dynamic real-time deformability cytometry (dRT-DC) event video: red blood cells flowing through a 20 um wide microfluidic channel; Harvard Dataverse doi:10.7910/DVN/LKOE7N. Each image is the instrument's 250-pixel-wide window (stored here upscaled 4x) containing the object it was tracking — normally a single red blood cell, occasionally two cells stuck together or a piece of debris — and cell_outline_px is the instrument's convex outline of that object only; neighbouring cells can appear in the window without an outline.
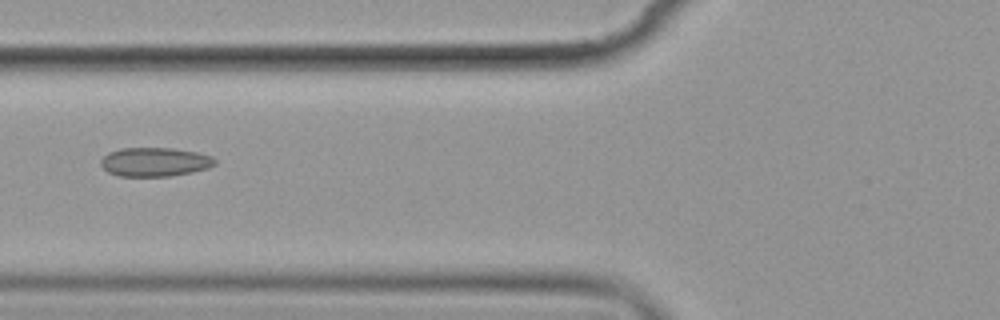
{"species": "common noctule bat (a hibernating species)", "species_latin": "Nyctalus noctula", "temperature_condition": "cold", "stored_images_in_passage": 3, "camera_frame_rate_fps": 3000, "um_per_image_px": 0.085, "animal": {"sex": "female", "body_mass_g": 19.9}, "frame": {"image": 1, "passage_image": 2, "time_ms": 1.0, "image_size_px": [1000, 320], "cell_outline_px": [[216, 164], [208, 168], [192, 172], [172, 176], [116, 176], [108, 172], [100, 164], [100, 160], [108, 152], [120, 148], [172, 148], [196, 152], [212, 156], [216, 160]], "centroid_in_image_um": [13.15, 13.77], "position_along_channel_um": 112.7, "area_um2": 19.36}}
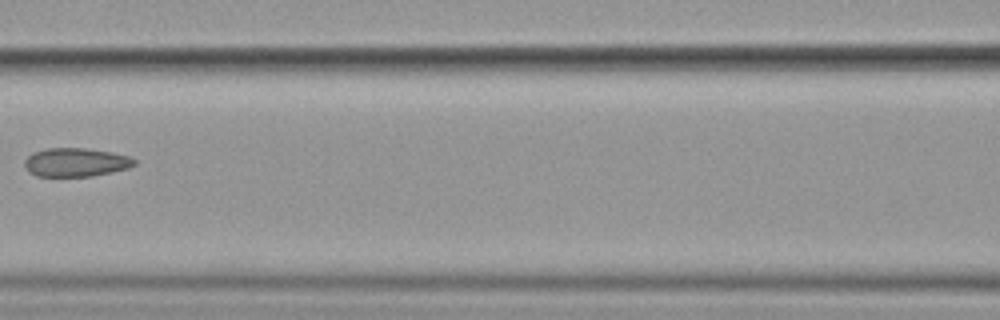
{"frame": {"image": 2, "passage_image": 3, "time_ms": 2.333, "image_size_px": [1000, 320], "cell_outline_px": [[136, 164], [128, 168], [112, 172], [92, 176], [36, 176], [28, 172], [24, 164], [24, 160], [32, 152], [48, 148], [84, 148], [112, 152], [128, 156], [136, 160]], "centroid_in_image_um": [6.42, 13.79], "position_along_channel_um": 160.2, "area_um2": 18.38}}